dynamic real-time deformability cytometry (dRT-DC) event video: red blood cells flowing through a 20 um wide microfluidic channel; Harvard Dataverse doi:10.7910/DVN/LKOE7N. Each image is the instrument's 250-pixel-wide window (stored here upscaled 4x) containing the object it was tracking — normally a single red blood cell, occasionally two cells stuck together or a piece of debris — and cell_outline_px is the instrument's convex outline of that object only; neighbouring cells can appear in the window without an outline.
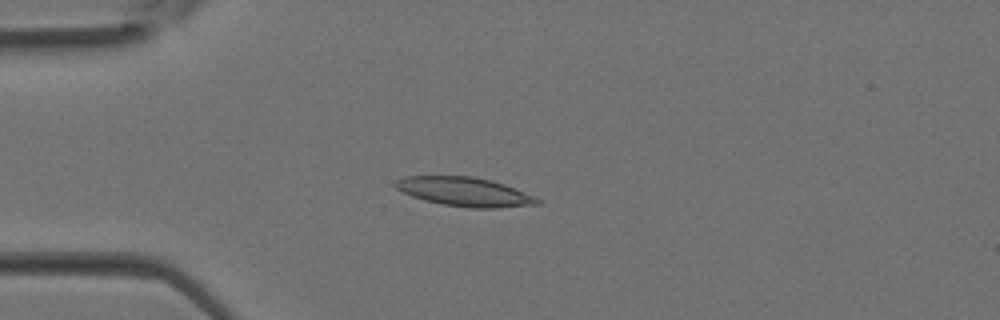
{"species": "Egyptian fruit bat (a non-hibernating species)", "species_latin": "Rousettus aegyptiacus", "temperature_condition": "room temperature", "stored_images_in_passage": 2, "camera_frame_rate_fps": 3000, "um_per_image_px": 0.085, "animal": {"sex": "female"}, "frame": {"image": 1, "passage_image": 2, "time_ms": 0.333, "image_size_px": [1000, 320], "cell_outline_px": [[544, 200], [540, 204], [496, 208], [472, 208], [444, 204], [424, 200], [412, 196], [396, 188], [392, 184], [396, 180], [404, 176], [472, 176], [492, 180], [504, 184], [536, 196]], "centroid_in_image_um": [39.53, 16.3], "position_along_channel_um": 45.5, "area_um2": 24.1}}